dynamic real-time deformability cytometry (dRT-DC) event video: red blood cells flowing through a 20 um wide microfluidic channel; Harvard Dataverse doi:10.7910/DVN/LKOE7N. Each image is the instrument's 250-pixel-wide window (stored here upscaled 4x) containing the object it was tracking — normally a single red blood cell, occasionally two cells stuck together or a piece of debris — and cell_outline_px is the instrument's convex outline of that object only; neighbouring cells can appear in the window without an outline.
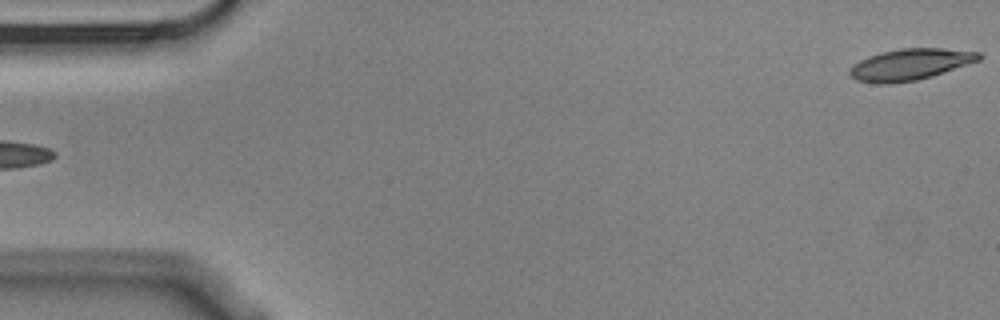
{"species": "Egyptian fruit bat (a non-hibernating species)", "species_latin": "Rousettus aegyptiacus", "temperature_condition": "cold", "stored_images_in_passage": 5, "segment_of_instrument_passage": [2, 2], "camera_frame_rate_fps": 3000, "um_per_image_px": 0.085, "animal": {"sex": "male"}, "frame": {"image": 1, "passage_image": 5, "time_ms": 1.333, "image_size_px": [1000, 320], "cell_outline_px": [[984, 56], [980, 60], [932, 76], [916, 80], [888, 84], [876, 84], [856, 80], [848, 72], [860, 60], [868, 56], [880, 52], [900, 48], [940, 48], [980, 52]], "centroid_in_image_um": [77.38, 5.47], "position_along_channel_um": 7.6, "area_um2": 23.52}}